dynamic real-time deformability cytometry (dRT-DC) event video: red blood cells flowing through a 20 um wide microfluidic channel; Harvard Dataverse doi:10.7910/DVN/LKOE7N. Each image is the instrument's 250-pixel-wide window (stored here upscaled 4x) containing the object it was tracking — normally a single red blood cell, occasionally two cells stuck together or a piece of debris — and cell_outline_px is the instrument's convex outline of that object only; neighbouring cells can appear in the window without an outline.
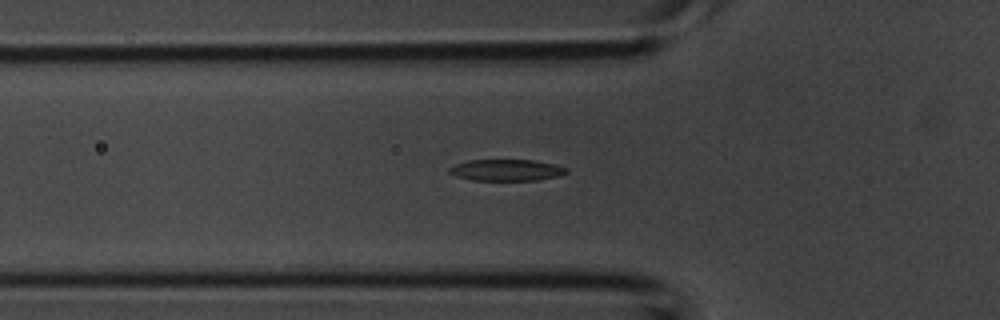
{"species": "common noctule bat (a hibernating species)", "species_latin": "Nyctalus noctula", "temperature_condition": "room temperature", "stored_images_in_passage": 35, "camera_frame_rate_fps": 3000, "um_per_image_px": 0.085, "animal": {"sex": "male", "body_mass_g": 20.1, "forearm_length_mm": 53.5}, "frame": {"image": 1, "passage_image": 12, "time_ms": 3.667, "image_size_px": [1000, 320], "cell_outline_px": [[568, 172], [560, 176], [536, 180], [472, 180], [456, 176], [448, 172], [448, 168], [456, 164], [468, 160], [532, 160], [556, 164], [568, 168]], "centroid_in_image_um": [43.07, 14.45], "position_along_channel_um": 82.7, "area_um2": 14.68}}
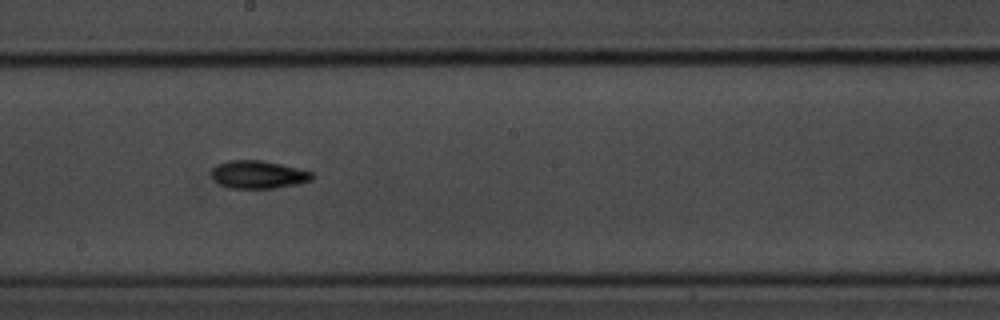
{"frame": {"image": 2, "passage_image": 21, "time_ms": 6.667, "image_size_px": [1000, 320], "cell_outline_px": [[312, 180], [300, 184], [272, 188], [232, 188], [220, 184], [212, 176], [212, 168], [216, 164], [228, 160], [260, 160], [280, 164], [312, 172]], "centroid_in_image_um": [21.94, 14.83], "position_along_channel_um": 226.3, "area_um2": 16.18}}
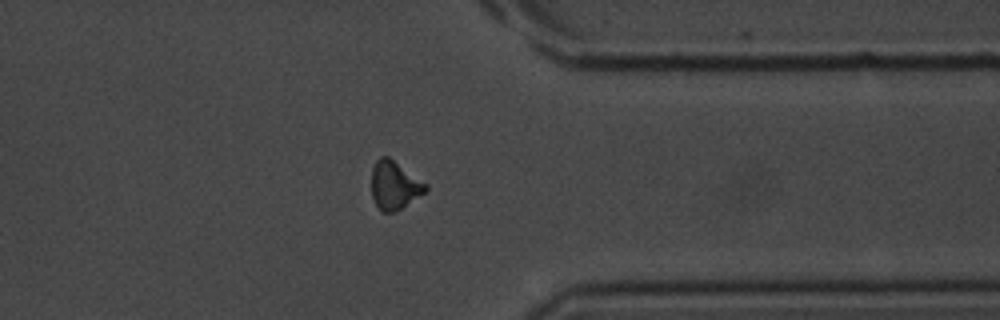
{"frame": {"image": 3, "passage_image": 31, "time_ms": 10.0, "image_size_px": [1000, 320], "cell_outline_px": [[428, 188], [424, 192], [400, 208], [392, 212], [380, 212], [372, 196], [372, 168], [376, 160], [380, 156], [388, 156], [428, 184]], "centroid_in_image_um": [33.51, 15.72], "position_along_channel_um": 377.9, "area_um2": 15.03}}